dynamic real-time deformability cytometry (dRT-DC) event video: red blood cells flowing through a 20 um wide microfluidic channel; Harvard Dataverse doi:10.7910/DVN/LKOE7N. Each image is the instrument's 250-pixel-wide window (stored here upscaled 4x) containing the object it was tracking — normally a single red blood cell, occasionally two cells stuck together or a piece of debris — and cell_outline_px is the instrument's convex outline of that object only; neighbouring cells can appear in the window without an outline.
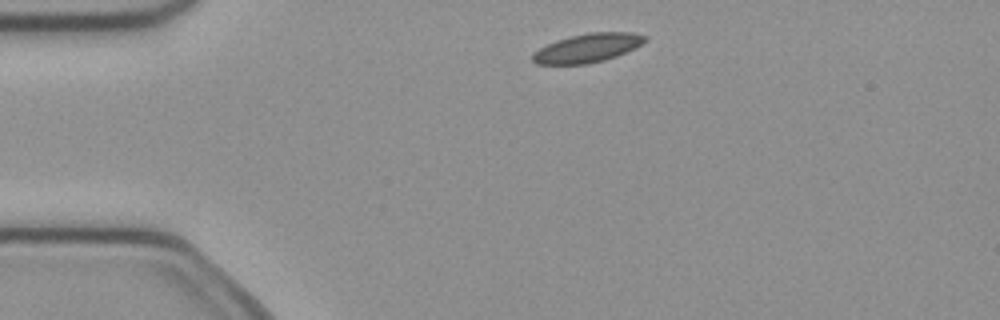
{"species": "common noctule bat (a hibernating species)", "species_latin": "Nyctalus noctula", "temperature_condition": "cold", "stored_images_in_passage": 2, "camera_frame_rate_fps": 3000, "um_per_image_px": 0.085, "animal": {"sex": "female", "body_mass_g": 21.9}, "frame": {"image": 1, "passage_image": 1, "time_ms": 0.0, "image_size_px": [1000, 320], "cell_outline_px": [[648, 40], [616, 56], [604, 60], [588, 64], [536, 64], [532, 60], [532, 52], [556, 40], [588, 32], [632, 32], [648, 36]], "centroid_in_image_um": [49.93, 4.07], "position_along_channel_um": 35.1, "area_um2": 18.73}}